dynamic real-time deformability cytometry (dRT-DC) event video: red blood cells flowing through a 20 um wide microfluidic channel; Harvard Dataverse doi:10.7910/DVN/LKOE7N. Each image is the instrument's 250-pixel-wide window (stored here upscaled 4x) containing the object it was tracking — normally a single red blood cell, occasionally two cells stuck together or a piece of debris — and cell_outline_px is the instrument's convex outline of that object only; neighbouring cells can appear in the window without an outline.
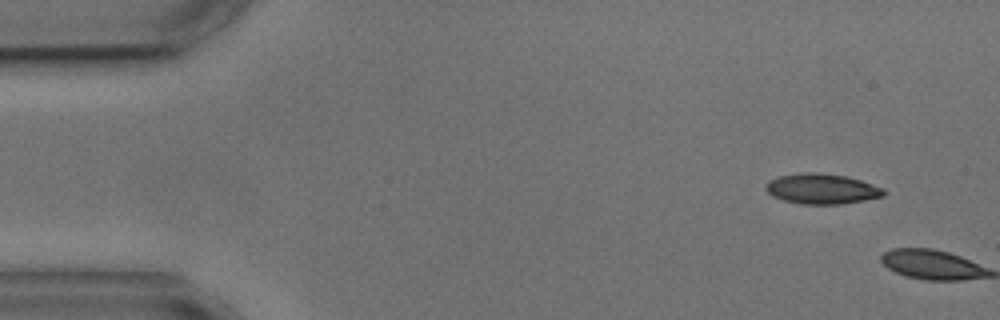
{"species": "common noctule bat (a hibernating species)", "species_latin": "Nyctalus noctula", "temperature_condition": "cold", "stored_images_in_passage": 2, "camera_frame_rate_fps": 3000, "um_per_image_px": 0.085, "animal": {"sex": "male", "body_mass_g": 17.9, "forearm_length_mm": 54.2}, "frame": {"image": 1, "passage_image": 1, "time_ms": 0.0, "image_size_px": [1000, 320], "cell_outline_px": [[888, 192], [884, 196], [864, 200], [840, 204], [800, 204], [784, 200], [772, 196], [764, 188], [768, 180], [780, 176], [804, 172], [820, 172], [844, 176], [860, 180], [884, 188]], "centroid_in_image_um": [69.86, 16.05], "position_along_channel_um": 15.1, "area_um2": 20.87}}